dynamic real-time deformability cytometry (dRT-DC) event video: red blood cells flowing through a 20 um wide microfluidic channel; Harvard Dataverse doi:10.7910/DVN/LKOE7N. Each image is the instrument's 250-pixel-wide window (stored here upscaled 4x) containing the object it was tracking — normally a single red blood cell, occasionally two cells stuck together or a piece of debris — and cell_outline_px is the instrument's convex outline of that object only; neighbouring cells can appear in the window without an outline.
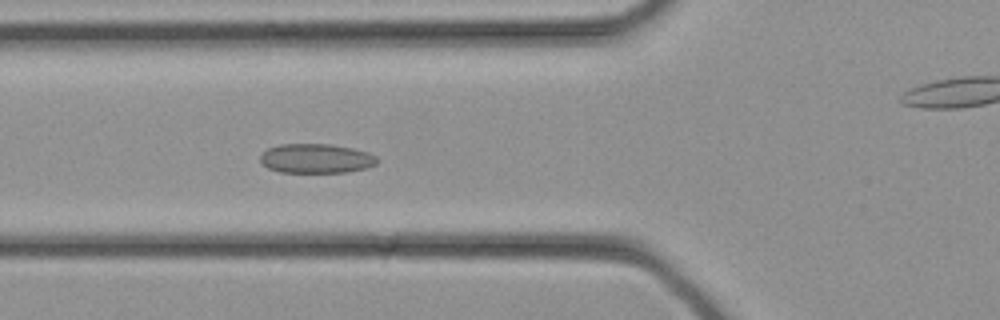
{"species": "common noctule bat (a hibernating species)", "species_latin": "Nyctalus noctula", "temperature_condition": "cold", "stored_images_in_passage": 31, "camera_frame_rate_fps": 3000, "um_per_image_px": 0.085, "animal": {"sex": "female", "body_mass_g": 21.9}, "frame": {"image": 1, "passage_image": 9, "time_ms": 2.667, "image_size_px": [1000, 320], "cell_outline_px": [[380, 160], [376, 164], [368, 168], [348, 172], [280, 172], [268, 168], [260, 160], [260, 156], [268, 148], [280, 144], [332, 144], [352, 148], [368, 152], [376, 156]], "centroid_in_image_um": [26.92, 13.47], "position_along_channel_um": 98.9, "area_um2": 20.11}}
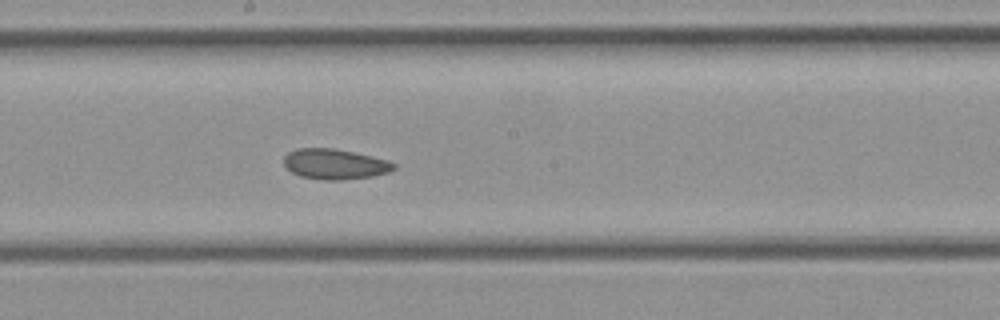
{"frame": {"image": 2, "passage_image": 15, "time_ms": 4.667, "image_size_px": [1000, 320], "cell_outline_px": [[396, 168], [388, 172], [372, 176], [340, 180], [324, 180], [300, 176], [292, 172], [284, 164], [284, 156], [288, 152], [296, 148], [332, 148], [352, 152], [388, 160], [396, 164]], "centroid_in_image_um": [28.45, 13.95], "position_along_channel_um": 219.8, "area_um2": 19.31}}
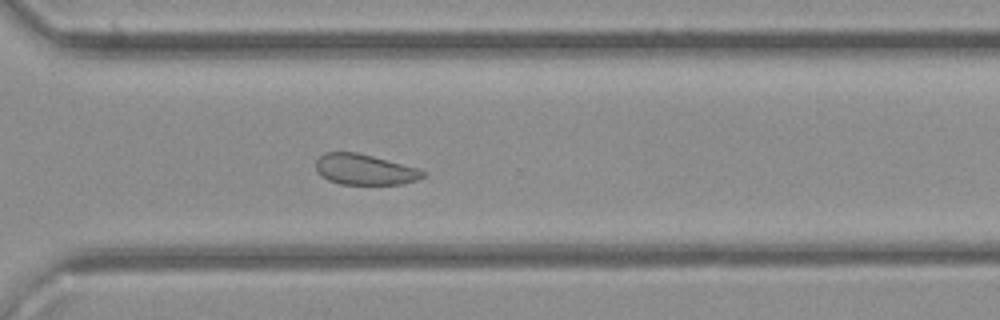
{"frame": {"image": 3, "passage_image": 21, "time_ms": 6.667, "image_size_px": [1000, 320], "cell_outline_px": [[428, 172], [424, 176], [416, 180], [404, 184], [340, 184], [328, 180], [320, 176], [316, 172], [316, 160], [324, 152], [356, 152], [372, 156], [416, 168]], "centroid_in_image_um": [30.96, 14.41], "position_along_channel_um": 339.6, "area_um2": 19.07}}